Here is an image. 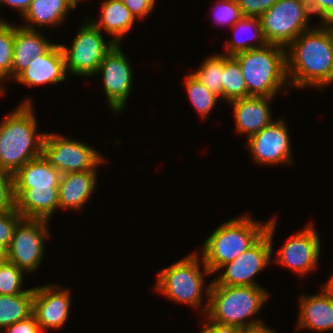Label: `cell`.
I'll list each match as a JSON object with an SVG mask.
<instances>
[{"mask_svg":"<svg viewBox=\"0 0 333 333\" xmlns=\"http://www.w3.org/2000/svg\"><path fill=\"white\" fill-rule=\"evenodd\" d=\"M215 7L214 22L217 24H228L232 27L243 17L236 0H220L219 4Z\"/></svg>","mask_w":333,"mask_h":333,"instance_id":"obj_33","label":"cell"},{"mask_svg":"<svg viewBox=\"0 0 333 333\" xmlns=\"http://www.w3.org/2000/svg\"><path fill=\"white\" fill-rule=\"evenodd\" d=\"M14 50V25L6 21L0 24V82L12 78V57ZM2 80V81H1ZM0 86V95L5 91Z\"/></svg>","mask_w":333,"mask_h":333,"instance_id":"obj_30","label":"cell"},{"mask_svg":"<svg viewBox=\"0 0 333 333\" xmlns=\"http://www.w3.org/2000/svg\"><path fill=\"white\" fill-rule=\"evenodd\" d=\"M100 8L99 22L93 19L92 23L120 44L121 37L131 30L135 17L121 0H105Z\"/></svg>","mask_w":333,"mask_h":333,"instance_id":"obj_23","label":"cell"},{"mask_svg":"<svg viewBox=\"0 0 333 333\" xmlns=\"http://www.w3.org/2000/svg\"><path fill=\"white\" fill-rule=\"evenodd\" d=\"M131 14L138 18H145L153 10L156 0H121Z\"/></svg>","mask_w":333,"mask_h":333,"instance_id":"obj_37","label":"cell"},{"mask_svg":"<svg viewBox=\"0 0 333 333\" xmlns=\"http://www.w3.org/2000/svg\"><path fill=\"white\" fill-rule=\"evenodd\" d=\"M315 230L312 223L291 236L278 251L276 262L301 276L315 269L321 253V240Z\"/></svg>","mask_w":333,"mask_h":333,"instance_id":"obj_14","label":"cell"},{"mask_svg":"<svg viewBox=\"0 0 333 333\" xmlns=\"http://www.w3.org/2000/svg\"><path fill=\"white\" fill-rule=\"evenodd\" d=\"M201 64L200 69L192 74L220 100L223 99L224 54L212 55Z\"/></svg>","mask_w":333,"mask_h":333,"instance_id":"obj_28","label":"cell"},{"mask_svg":"<svg viewBox=\"0 0 333 333\" xmlns=\"http://www.w3.org/2000/svg\"><path fill=\"white\" fill-rule=\"evenodd\" d=\"M80 0H71V3L73 4V6L76 8L77 4L80 3ZM82 1V0H81Z\"/></svg>","mask_w":333,"mask_h":333,"instance_id":"obj_43","label":"cell"},{"mask_svg":"<svg viewBox=\"0 0 333 333\" xmlns=\"http://www.w3.org/2000/svg\"><path fill=\"white\" fill-rule=\"evenodd\" d=\"M298 329L333 330V298L322 288L318 294L299 297Z\"/></svg>","mask_w":333,"mask_h":333,"instance_id":"obj_19","label":"cell"},{"mask_svg":"<svg viewBox=\"0 0 333 333\" xmlns=\"http://www.w3.org/2000/svg\"><path fill=\"white\" fill-rule=\"evenodd\" d=\"M240 65L249 96L271 97L289 86L286 71V48L267 44L233 56Z\"/></svg>","mask_w":333,"mask_h":333,"instance_id":"obj_5","label":"cell"},{"mask_svg":"<svg viewBox=\"0 0 333 333\" xmlns=\"http://www.w3.org/2000/svg\"><path fill=\"white\" fill-rule=\"evenodd\" d=\"M284 119L276 120L248 137L246 145L257 164L292 163L291 142Z\"/></svg>","mask_w":333,"mask_h":333,"instance_id":"obj_13","label":"cell"},{"mask_svg":"<svg viewBox=\"0 0 333 333\" xmlns=\"http://www.w3.org/2000/svg\"><path fill=\"white\" fill-rule=\"evenodd\" d=\"M33 297L34 288L17 295H0V331L32 315Z\"/></svg>","mask_w":333,"mask_h":333,"instance_id":"obj_25","label":"cell"},{"mask_svg":"<svg viewBox=\"0 0 333 333\" xmlns=\"http://www.w3.org/2000/svg\"><path fill=\"white\" fill-rule=\"evenodd\" d=\"M4 257V254L0 251V260Z\"/></svg>","mask_w":333,"mask_h":333,"instance_id":"obj_44","label":"cell"},{"mask_svg":"<svg viewBox=\"0 0 333 333\" xmlns=\"http://www.w3.org/2000/svg\"><path fill=\"white\" fill-rule=\"evenodd\" d=\"M200 262L203 269H200ZM212 274L199 255L191 253L180 261L162 269L157 277L156 290L180 304L199 307L202 304L203 283Z\"/></svg>","mask_w":333,"mask_h":333,"instance_id":"obj_6","label":"cell"},{"mask_svg":"<svg viewBox=\"0 0 333 333\" xmlns=\"http://www.w3.org/2000/svg\"><path fill=\"white\" fill-rule=\"evenodd\" d=\"M62 174L43 155L29 160L13 174L14 188L59 187Z\"/></svg>","mask_w":333,"mask_h":333,"instance_id":"obj_22","label":"cell"},{"mask_svg":"<svg viewBox=\"0 0 333 333\" xmlns=\"http://www.w3.org/2000/svg\"><path fill=\"white\" fill-rule=\"evenodd\" d=\"M42 155L61 174L95 170L104 162L103 156L94 148L54 133H45Z\"/></svg>","mask_w":333,"mask_h":333,"instance_id":"obj_11","label":"cell"},{"mask_svg":"<svg viewBox=\"0 0 333 333\" xmlns=\"http://www.w3.org/2000/svg\"><path fill=\"white\" fill-rule=\"evenodd\" d=\"M71 9H75L71 0H32L28 10L22 16L28 24L22 27L32 30H36V25L39 28L46 25L57 27Z\"/></svg>","mask_w":333,"mask_h":333,"instance_id":"obj_24","label":"cell"},{"mask_svg":"<svg viewBox=\"0 0 333 333\" xmlns=\"http://www.w3.org/2000/svg\"><path fill=\"white\" fill-rule=\"evenodd\" d=\"M236 2L243 16L259 18L269 10L277 0H236Z\"/></svg>","mask_w":333,"mask_h":333,"instance_id":"obj_35","label":"cell"},{"mask_svg":"<svg viewBox=\"0 0 333 333\" xmlns=\"http://www.w3.org/2000/svg\"><path fill=\"white\" fill-rule=\"evenodd\" d=\"M96 170L62 174L59 184V208L81 209L96 188Z\"/></svg>","mask_w":333,"mask_h":333,"instance_id":"obj_21","label":"cell"},{"mask_svg":"<svg viewBox=\"0 0 333 333\" xmlns=\"http://www.w3.org/2000/svg\"><path fill=\"white\" fill-rule=\"evenodd\" d=\"M308 0H277L259 19L268 44L287 48L301 33L310 29Z\"/></svg>","mask_w":333,"mask_h":333,"instance_id":"obj_7","label":"cell"},{"mask_svg":"<svg viewBox=\"0 0 333 333\" xmlns=\"http://www.w3.org/2000/svg\"><path fill=\"white\" fill-rule=\"evenodd\" d=\"M71 305L70 291L59 285L34 287L33 312L41 331L60 328L68 319Z\"/></svg>","mask_w":333,"mask_h":333,"instance_id":"obj_15","label":"cell"},{"mask_svg":"<svg viewBox=\"0 0 333 333\" xmlns=\"http://www.w3.org/2000/svg\"><path fill=\"white\" fill-rule=\"evenodd\" d=\"M208 321H204L205 324L201 333H244L245 331V329L240 327L220 324L209 319Z\"/></svg>","mask_w":333,"mask_h":333,"instance_id":"obj_39","label":"cell"},{"mask_svg":"<svg viewBox=\"0 0 333 333\" xmlns=\"http://www.w3.org/2000/svg\"><path fill=\"white\" fill-rule=\"evenodd\" d=\"M24 271L9 262L6 258L0 260V295H17L25 292L23 287Z\"/></svg>","mask_w":333,"mask_h":333,"instance_id":"obj_31","label":"cell"},{"mask_svg":"<svg viewBox=\"0 0 333 333\" xmlns=\"http://www.w3.org/2000/svg\"><path fill=\"white\" fill-rule=\"evenodd\" d=\"M322 27L304 31L287 47L290 87L313 86L321 90L333 82V22L323 23Z\"/></svg>","mask_w":333,"mask_h":333,"instance_id":"obj_1","label":"cell"},{"mask_svg":"<svg viewBox=\"0 0 333 333\" xmlns=\"http://www.w3.org/2000/svg\"><path fill=\"white\" fill-rule=\"evenodd\" d=\"M65 58L60 44H54L44 55L35 56L15 80L27 86L56 84L66 79Z\"/></svg>","mask_w":333,"mask_h":333,"instance_id":"obj_16","label":"cell"},{"mask_svg":"<svg viewBox=\"0 0 333 333\" xmlns=\"http://www.w3.org/2000/svg\"><path fill=\"white\" fill-rule=\"evenodd\" d=\"M271 97L250 96L232 100L234 120L237 132L247 134L250 137L258 133L273 121L269 102Z\"/></svg>","mask_w":333,"mask_h":333,"instance_id":"obj_17","label":"cell"},{"mask_svg":"<svg viewBox=\"0 0 333 333\" xmlns=\"http://www.w3.org/2000/svg\"><path fill=\"white\" fill-rule=\"evenodd\" d=\"M312 14L319 15L321 24L333 22V0H308Z\"/></svg>","mask_w":333,"mask_h":333,"instance_id":"obj_36","label":"cell"},{"mask_svg":"<svg viewBox=\"0 0 333 333\" xmlns=\"http://www.w3.org/2000/svg\"><path fill=\"white\" fill-rule=\"evenodd\" d=\"M48 220L22 218L16 225L4 258L24 272L39 268L44 257V240L49 238Z\"/></svg>","mask_w":333,"mask_h":333,"instance_id":"obj_10","label":"cell"},{"mask_svg":"<svg viewBox=\"0 0 333 333\" xmlns=\"http://www.w3.org/2000/svg\"><path fill=\"white\" fill-rule=\"evenodd\" d=\"M267 223L258 222L249 214L233 218L221 224L203 242L205 266L214 274L221 267L254 245L265 233Z\"/></svg>","mask_w":333,"mask_h":333,"instance_id":"obj_4","label":"cell"},{"mask_svg":"<svg viewBox=\"0 0 333 333\" xmlns=\"http://www.w3.org/2000/svg\"><path fill=\"white\" fill-rule=\"evenodd\" d=\"M15 208L13 174L0 169V211Z\"/></svg>","mask_w":333,"mask_h":333,"instance_id":"obj_34","label":"cell"},{"mask_svg":"<svg viewBox=\"0 0 333 333\" xmlns=\"http://www.w3.org/2000/svg\"><path fill=\"white\" fill-rule=\"evenodd\" d=\"M80 28L73 39L72 47L60 45L65 58L66 71L78 76H93L97 74L99 65L116 44L113 40L106 41L102 31L92 21Z\"/></svg>","mask_w":333,"mask_h":333,"instance_id":"obj_9","label":"cell"},{"mask_svg":"<svg viewBox=\"0 0 333 333\" xmlns=\"http://www.w3.org/2000/svg\"><path fill=\"white\" fill-rule=\"evenodd\" d=\"M42 32L14 25L13 79L30 65L35 56L44 55L54 45L40 34Z\"/></svg>","mask_w":333,"mask_h":333,"instance_id":"obj_20","label":"cell"},{"mask_svg":"<svg viewBox=\"0 0 333 333\" xmlns=\"http://www.w3.org/2000/svg\"><path fill=\"white\" fill-rule=\"evenodd\" d=\"M15 207L23 218L51 219L59 209V187L14 188Z\"/></svg>","mask_w":333,"mask_h":333,"instance_id":"obj_18","label":"cell"},{"mask_svg":"<svg viewBox=\"0 0 333 333\" xmlns=\"http://www.w3.org/2000/svg\"><path fill=\"white\" fill-rule=\"evenodd\" d=\"M31 99L22 104L0 123V169L14 174L29 160L42 155L45 133L38 134Z\"/></svg>","mask_w":333,"mask_h":333,"instance_id":"obj_2","label":"cell"},{"mask_svg":"<svg viewBox=\"0 0 333 333\" xmlns=\"http://www.w3.org/2000/svg\"><path fill=\"white\" fill-rule=\"evenodd\" d=\"M3 331L4 333H42L39 323L33 314L25 320L6 327Z\"/></svg>","mask_w":333,"mask_h":333,"instance_id":"obj_38","label":"cell"},{"mask_svg":"<svg viewBox=\"0 0 333 333\" xmlns=\"http://www.w3.org/2000/svg\"><path fill=\"white\" fill-rule=\"evenodd\" d=\"M185 88L191 104L196 111L205 118L210 114L218 99L216 94L208 90L192 73L185 76Z\"/></svg>","mask_w":333,"mask_h":333,"instance_id":"obj_29","label":"cell"},{"mask_svg":"<svg viewBox=\"0 0 333 333\" xmlns=\"http://www.w3.org/2000/svg\"><path fill=\"white\" fill-rule=\"evenodd\" d=\"M120 44H115L107 53L98 73H102L103 88L107 97L108 106L115 113L125 108L127 98L132 87V66L129 63Z\"/></svg>","mask_w":333,"mask_h":333,"instance_id":"obj_12","label":"cell"},{"mask_svg":"<svg viewBox=\"0 0 333 333\" xmlns=\"http://www.w3.org/2000/svg\"><path fill=\"white\" fill-rule=\"evenodd\" d=\"M207 303L201 311L213 322L243 329L263 326L261 320H246L262 308L269 292L260 286H228L209 284L205 287Z\"/></svg>","mask_w":333,"mask_h":333,"instance_id":"obj_3","label":"cell"},{"mask_svg":"<svg viewBox=\"0 0 333 333\" xmlns=\"http://www.w3.org/2000/svg\"><path fill=\"white\" fill-rule=\"evenodd\" d=\"M231 28L234 31V37L226 43L227 56H234L240 52L248 51L249 49L261 48L268 44L264 37L259 18L243 16ZM252 29L254 30V33L248 38H242L244 36L243 34V36L240 35V38L237 37L239 32H242L243 30L252 31ZM252 40H254V42L256 41L257 45L248 43Z\"/></svg>","mask_w":333,"mask_h":333,"instance_id":"obj_26","label":"cell"},{"mask_svg":"<svg viewBox=\"0 0 333 333\" xmlns=\"http://www.w3.org/2000/svg\"><path fill=\"white\" fill-rule=\"evenodd\" d=\"M276 220L268 221L266 233L249 249L240 254L233 261L223 265L224 273L213 279L211 284L228 286H260L255 282L256 277L268 266L273 253V236Z\"/></svg>","mask_w":333,"mask_h":333,"instance_id":"obj_8","label":"cell"},{"mask_svg":"<svg viewBox=\"0 0 333 333\" xmlns=\"http://www.w3.org/2000/svg\"><path fill=\"white\" fill-rule=\"evenodd\" d=\"M322 288L333 298V275L322 285Z\"/></svg>","mask_w":333,"mask_h":333,"instance_id":"obj_42","label":"cell"},{"mask_svg":"<svg viewBox=\"0 0 333 333\" xmlns=\"http://www.w3.org/2000/svg\"><path fill=\"white\" fill-rule=\"evenodd\" d=\"M244 333H276L274 329L263 325L260 327L252 328V329H245Z\"/></svg>","mask_w":333,"mask_h":333,"instance_id":"obj_41","label":"cell"},{"mask_svg":"<svg viewBox=\"0 0 333 333\" xmlns=\"http://www.w3.org/2000/svg\"><path fill=\"white\" fill-rule=\"evenodd\" d=\"M32 0H0V4L4 3L10 7L18 9L20 14L23 16L28 10Z\"/></svg>","mask_w":333,"mask_h":333,"instance_id":"obj_40","label":"cell"},{"mask_svg":"<svg viewBox=\"0 0 333 333\" xmlns=\"http://www.w3.org/2000/svg\"><path fill=\"white\" fill-rule=\"evenodd\" d=\"M23 217L16 210L0 211V251L4 254L9 248L13 232Z\"/></svg>","mask_w":333,"mask_h":333,"instance_id":"obj_32","label":"cell"},{"mask_svg":"<svg viewBox=\"0 0 333 333\" xmlns=\"http://www.w3.org/2000/svg\"><path fill=\"white\" fill-rule=\"evenodd\" d=\"M250 97L243 78L239 62L233 56L224 53L223 99L226 102Z\"/></svg>","mask_w":333,"mask_h":333,"instance_id":"obj_27","label":"cell"}]
</instances>
